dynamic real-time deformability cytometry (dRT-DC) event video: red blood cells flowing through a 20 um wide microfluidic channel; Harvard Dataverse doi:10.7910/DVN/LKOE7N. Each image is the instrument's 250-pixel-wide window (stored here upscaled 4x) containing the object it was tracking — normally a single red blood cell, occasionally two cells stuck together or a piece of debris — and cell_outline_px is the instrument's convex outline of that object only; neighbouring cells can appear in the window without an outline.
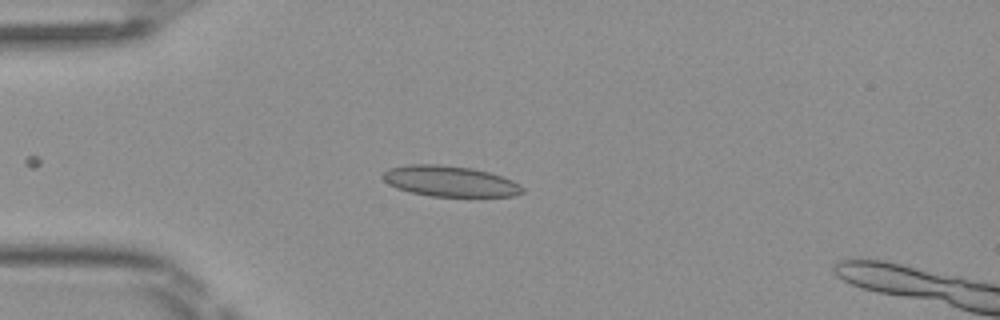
{"species": "Egyptian fruit bat (a non-hibernating species)", "species_latin": "Rousettus aegyptiacus", "temperature_condition": "room temperature", "stored_images_in_passage": 17, "camera_frame_rate_fps": 3000, "um_per_image_px": 0.085, "frame": {"image": 1, "passage_image": 12, "time_ms": 3.667, "image_size_px": [1000, 320], "cell_outline_px": [[524, 192], [516, 196], [432, 196], [408, 192], [396, 188], [388, 184], [380, 176], [388, 168], [408, 164], [436, 164], [472, 168], [488, 172], [512, 180], [520, 184], [524, 188]], "centroid_in_image_um": [38.21, 15.4], "position_along_channel_um": 46.8, "area_um2": 25.09}}